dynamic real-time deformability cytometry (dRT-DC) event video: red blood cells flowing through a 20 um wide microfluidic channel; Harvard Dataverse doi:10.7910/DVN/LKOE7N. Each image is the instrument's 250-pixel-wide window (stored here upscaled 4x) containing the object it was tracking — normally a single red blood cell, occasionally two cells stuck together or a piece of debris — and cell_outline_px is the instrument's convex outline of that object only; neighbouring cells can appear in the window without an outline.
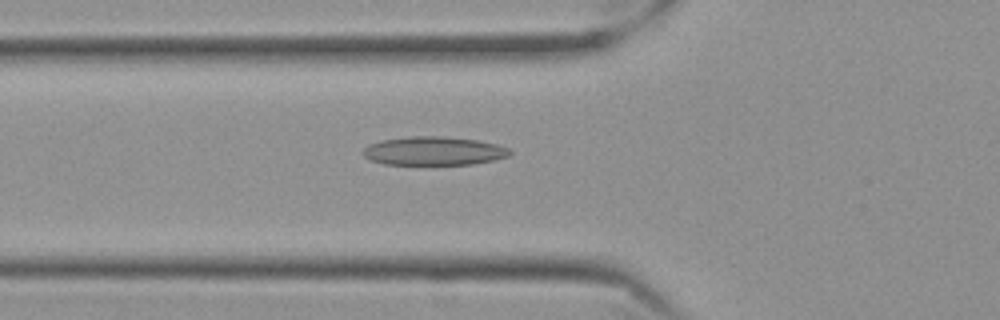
{"species": "Egyptian fruit bat (a non-hibernating species)", "species_latin": "Rousettus aegyptiacus", "temperature_condition": "cold", "stored_images_in_passage": 57, "camera_frame_rate_fps": 3000, "um_per_image_px": 0.085, "frame": {"image": 1, "passage_image": 20, "time_ms": 6.333, "image_size_px": [1000, 320], "cell_outline_px": [[512, 152], [508, 156], [492, 160], [472, 164], [384, 164], [372, 160], [364, 156], [360, 152], [368, 144], [380, 140], [412, 136], [444, 136], [476, 140], [496, 144], [508, 148]], "centroid_in_image_um": [36.83, 12.82], "position_along_channel_um": 89.0, "area_um2": 24.39}}
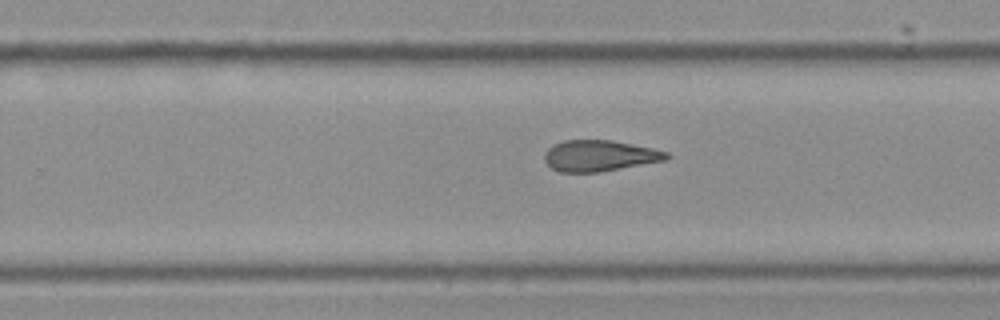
{"frame": {"image": 2, "passage_image": 36, "time_ms": 11.667, "image_size_px": [1000, 320], "cell_outline_px": [[672, 156], [668, 160], [600, 172], [560, 172], [552, 168], [544, 160], [544, 156], [548, 148], [564, 140], [612, 140], [652, 148], [668, 152]], "centroid_in_image_um": [51.01, 13.24], "position_along_channel_um": 278.8, "area_um2": 22.14}}
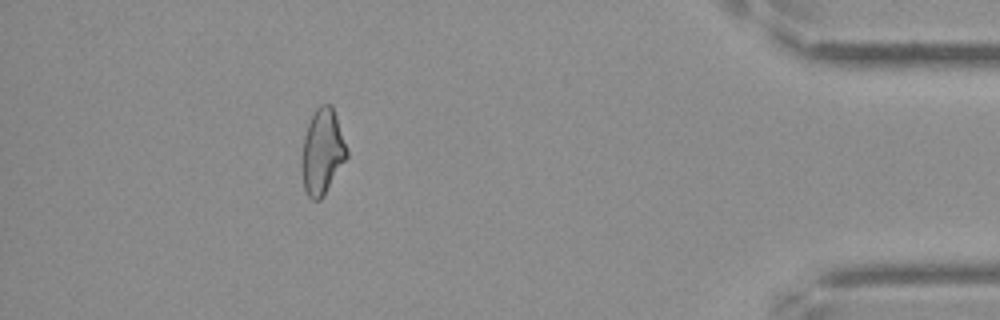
{"frame": {"image": 3, "passage_image": 51, "time_ms": 16.667, "image_size_px": [1000, 320], "cell_outline_px": [[348, 156], [324, 196], [320, 200], [312, 200], [308, 196], [304, 188], [300, 164], [304, 136], [312, 112], [320, 104], [332, 104], [348, 148]], "centroid_in_image_um": [27.39, 12.89], "position_along_channel_um": 407.8, "area_um2": 22.83}, "authors_computed_cell_mechanics": {"area_um2": 23.7558, "velocity_mm_per_s": 3.5496, "shape_relaxation_time_tau1_ms": null, "shape_relaxation_time_tau2_ms": 7.0112, "deformation_change_tau1": null, "deformation_change_tau2": 0.1908}}